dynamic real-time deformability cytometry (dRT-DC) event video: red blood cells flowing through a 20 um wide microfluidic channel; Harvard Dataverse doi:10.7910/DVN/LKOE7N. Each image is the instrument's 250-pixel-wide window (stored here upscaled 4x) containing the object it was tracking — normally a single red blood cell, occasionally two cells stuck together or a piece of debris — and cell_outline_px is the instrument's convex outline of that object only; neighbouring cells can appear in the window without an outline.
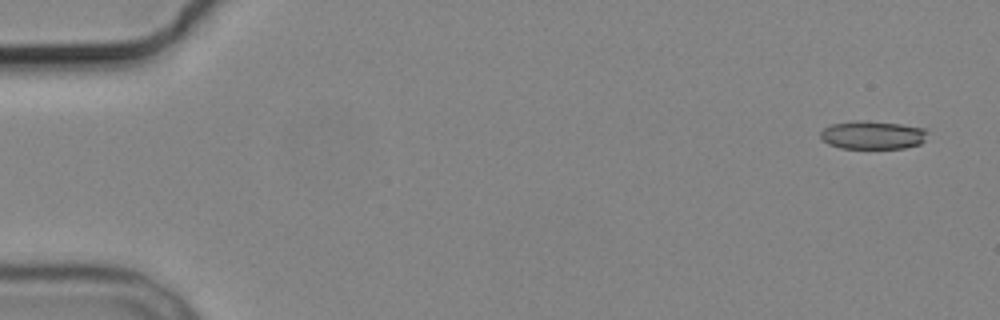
{"species": "common noctule bat (a hibernating species)", "species_latin": "Nyctalus noctula", "temperature_condition": "cold", "stored_images_in_passage": 6, "camera_frame_rate_fps": 3000, "um_per_image_px": 0.085, "animal": {"sex": "male", "body_mass_g": 19.2, "forearm_length_mm": 51.8}, "frame": {"image": 1, "passage_image": 1, "time_ms": 0.0, "image_size_px": [1000, 320], "cell_outline_px": [[928, 132], [924, 140], [920, 144], [904, 148], [840, 148], [828, 144], [820, 136], [820, 132], [824, 128], [832, 124], [856, 120], [860, 120], [900, 124], [928, 128]], "centroid_in_image_um": [74.19, 11.47], "position_along_channel_um": 10.8, "area_um2": 17.69}}
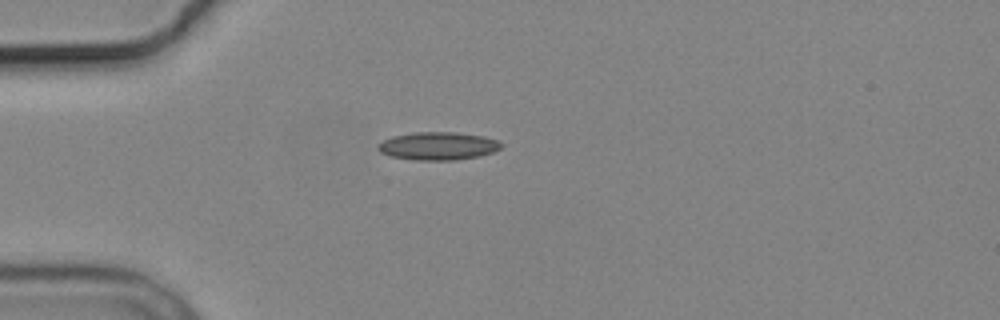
{"frame": {"image": 2, "passage_image": 5, "time_ms": 5.0, "image_size_px": [1000, 320], "cell_outline_px": [[504, 144], [500, 148], [492, 152], [480, 156], [456, 160], [416, 160], [388, 156], [380, 152], [376, 148], [376, 144], [392, 136], [412, 132], [456, 132], [484, 136], [496, 140]], "centroid_in_image_um": [37.2, 12.41], "position_along_channel_um": 47.8, "area_um2": 20.29}}